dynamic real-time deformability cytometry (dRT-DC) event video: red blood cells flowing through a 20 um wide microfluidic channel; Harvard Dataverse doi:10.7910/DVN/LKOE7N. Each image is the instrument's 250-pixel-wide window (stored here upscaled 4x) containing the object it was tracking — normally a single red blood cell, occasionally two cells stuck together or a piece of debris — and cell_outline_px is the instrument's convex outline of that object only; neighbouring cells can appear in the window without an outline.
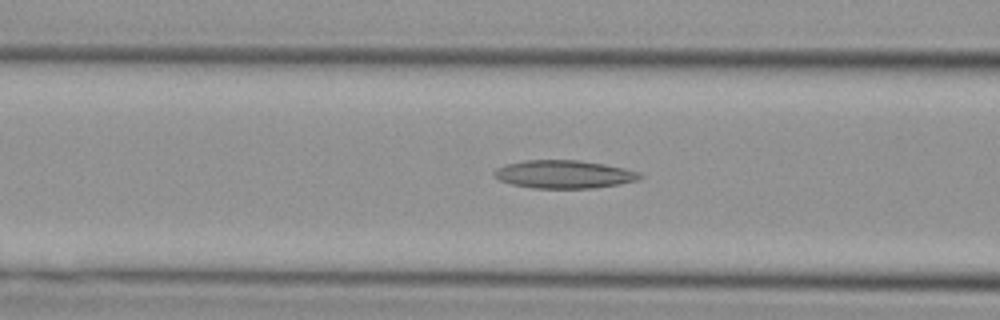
{"species": "Egyptian fruit bat (a non-hibernating species)", "species_latin": "Rousettus aegyptiacus", "temperature_condition": "cold", "stored_images_in_passage": 39, "camera_frame_rate_fps": 3000, "um_per_image_px": 0.085, "animal": {"sex": "female"}, "frame": {"image": 1, "passage_image": 13, "time_ms": 4.0, "image_size_px": [1000, 320], "cell_outline_px": [[644, 176], [640, 180], [620, 184], [592, 188], [532, 188], [512, 184], [500, 180], [492, 176], [492, 172], [496, 168], [508, 164], [524, 160], [580, 160], [604, 164], [624, 168], [640, 172]], "centroid_in_image_um": [47.96, 14.81], "position_along_channel_um": 118.6, "area_um2": 23.99}}
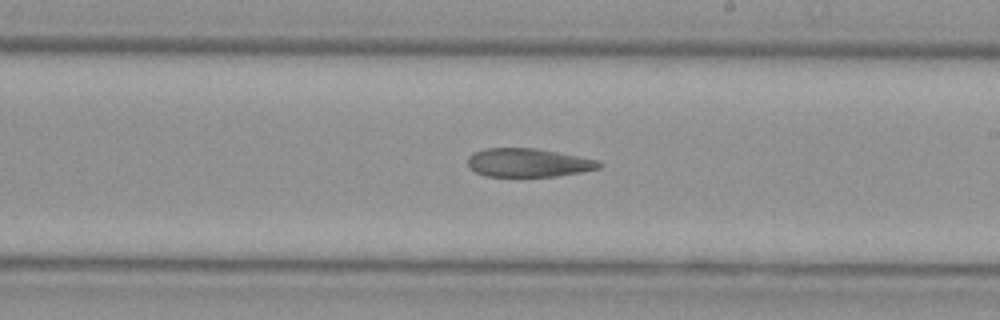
{"frame": {"image": 2, "passage_image": 22, "time_ms": 7.0, "image_size_px": [1000, 320], "cell_outline_px": [[604, 164], [600, 168], [580, 172], [556, 176], [484, 176], [476, 172], [468, 164], [468, 156], [472, 152], [484, 148], [536, 148], [596, 160]], "centroid_in_image_um": [44.87, 13.82], "position_along_channel_um": 244.1, "area_um2": 21.68}}
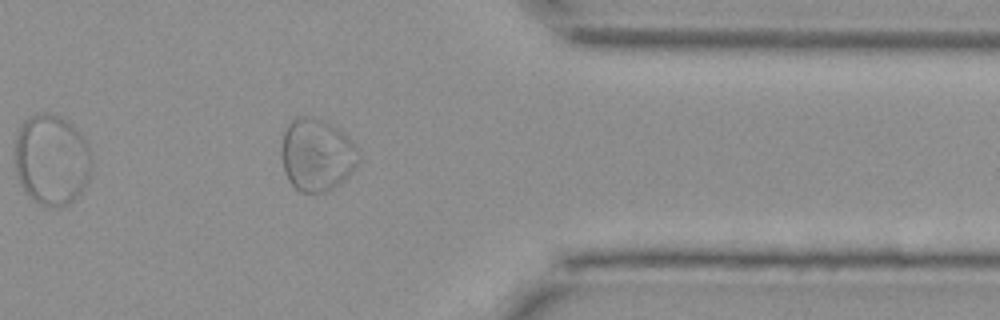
{"frame": {"image": 3, "passage_image": 33, "time_ms": 10.667, "image_size_px": [1000, 320], "cell_outline_px": [[360, 160], [348, 176], [340, 184], [324, 192], [300, 192], [288, 180], [284, 172], [280, 152], [284, 132], [288, 124], [296, 116], [312, 116], [324, 120], [332, 124], [344, 132], [356, 144], [360, 156]], "centroid_in_image_um": [26.94, 13.14], "position_along_channel_um": 384.5, "area_um2": 33.06}}